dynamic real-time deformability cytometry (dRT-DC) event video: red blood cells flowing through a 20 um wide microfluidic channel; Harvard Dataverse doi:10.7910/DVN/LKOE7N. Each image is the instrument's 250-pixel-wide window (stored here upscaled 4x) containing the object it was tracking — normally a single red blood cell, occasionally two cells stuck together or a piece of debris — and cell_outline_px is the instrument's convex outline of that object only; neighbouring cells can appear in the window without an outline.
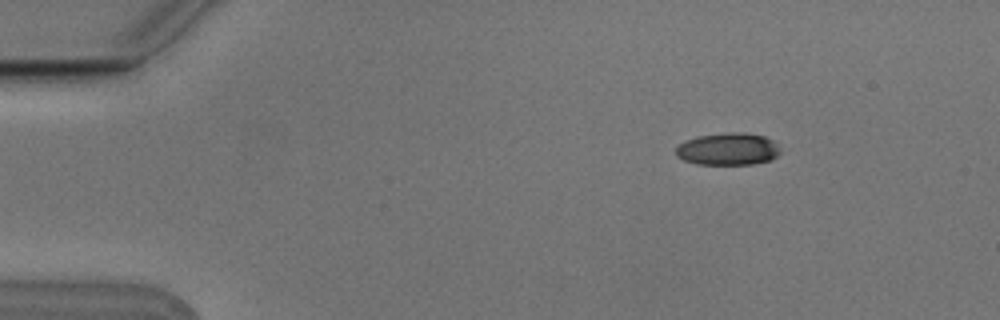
{"species": "Egyptian fruit bat (a non-hibernating species)", "species_latin": "Rousettus aegyptiacus", "temperature_condition": "cold", "stored_images_in_passage": 7, "camera_frame_rate_fps": 3000, "um_per_image_px": 0.085, "animal": {"sex": "male"}, "frame": {"image": 1, "passage_image": 3, "time_ms": 0.667, "image_size_px": [1000, 320], "cell_outline_px": [[780, 152], [772, 160], [752, 164], [696, 164], [684, 160], [676, 156], [676, 144], [684, 140], [696, 136], [728, 132], [744, 132], [764, 136], [772, 140], [780, 148]], "centroid_in_image_um": [61.85, 12.66], "position_along_channel_um": 23.2, "area_um2": 19.88}}
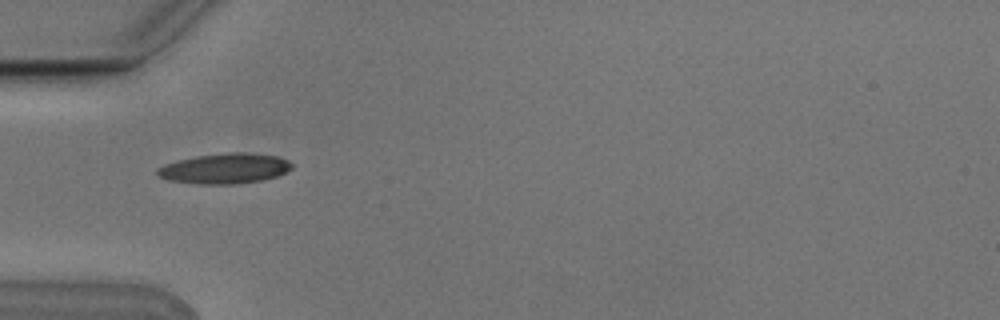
{"frame": {"image": 2, "passage_image": 6, "time_ms": 1.667, "image_size_px": [1000, 320], "cell_outline_px": [[292, 168], [276, 176], [260, 180], [236, 184], [200, 184], [168, 180], [156, 176], [156, 168], [164, 164], [196, 156], [228, 152], [240, 152], [276, 156], [288, 160], [292, 164]], "centroid_in_image_um": [19.05, 14.32], "position_along_channel_um": 65.9, "area_um2": 23.58}}